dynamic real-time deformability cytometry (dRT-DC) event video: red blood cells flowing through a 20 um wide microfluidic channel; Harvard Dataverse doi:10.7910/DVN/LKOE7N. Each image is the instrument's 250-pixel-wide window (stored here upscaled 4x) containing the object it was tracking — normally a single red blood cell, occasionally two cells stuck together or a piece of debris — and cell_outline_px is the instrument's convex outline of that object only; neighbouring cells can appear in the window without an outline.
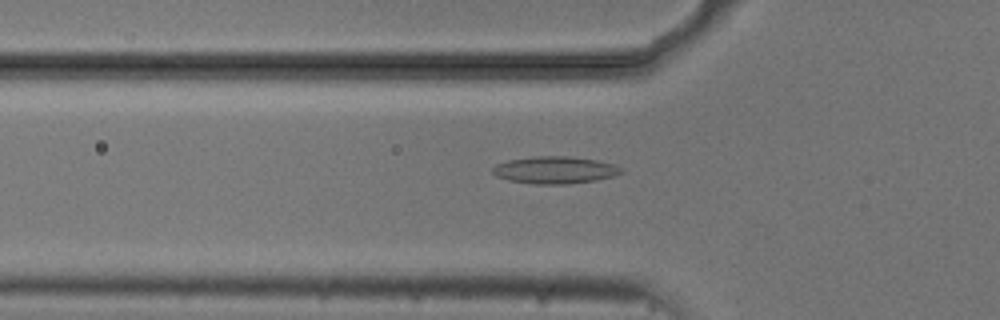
{"species": "common noctule bat (a hibernating species)", "species_latin": "Nyctalus noctula", "temperature_condition": "cold", "stored_images_in_passage": 46, "camera_frame_rate_fps": 3000, "um_per_image_px": 0.085, "animal": {"sex": "male", "body_mass_g": 20.5, "forearm_length_mm": 52.5}, "frame": {"image": 1, "passage_image": 10, "time_ms": 3.0, "image_size_px": [1000, 320], "cell_outline_px": [[624, 172], [612, 176], [596, 180], [564, 184], [536, 184], [508, 180], [496, 176], [492, 172], [492, 168], [496, 164], [508, 160], [536, 156], [568, 156], [596, 160], [612, 164], [624, 168]], "centroid_in_image_um": [47.16, 14.45], "position_along_channel_um": 78.6, "area_um2": 20.29}}
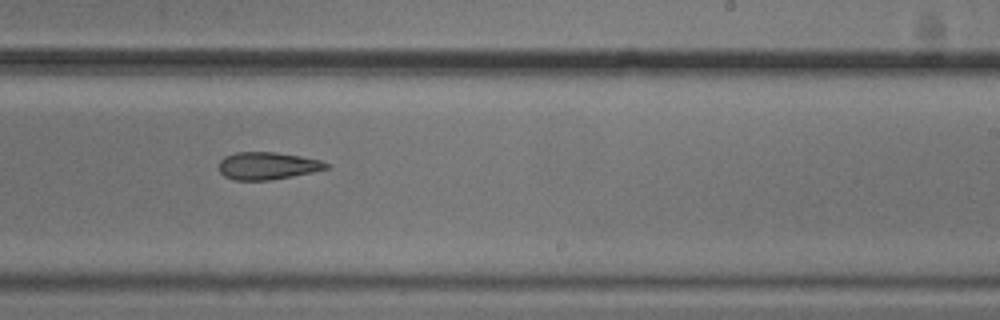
{"frame": {"image": 2, "passage_image": 25, "time_ms": 8.0, "image_size_px": [1000, 320], "cell_outline_px": [[328, 168], [312, 172], [292, 176], [268, 180], [232, 180], [224, 176], [220, 172], [220, 160], [224, 156], [236, 152], [276, 152], [300, 156], [320, 160], [328, 164]], "centroid_in_image_um": [22.7, 14.09], "position_along_channel_um": 266.3, "area_um2": 17.05}}
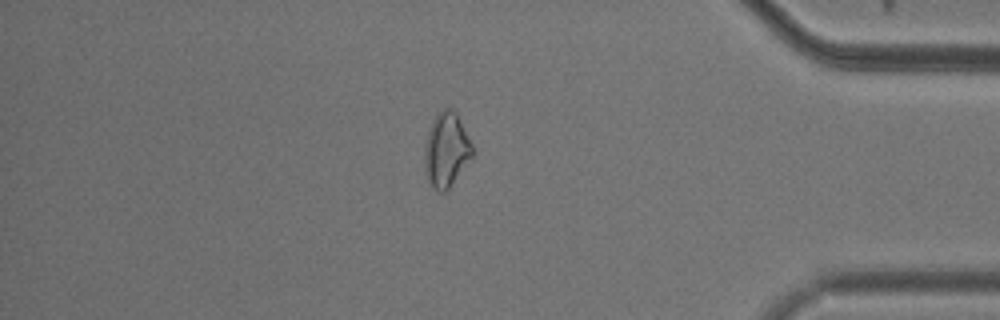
{"frame": {"image": 3, "passage_image": 38, "time_ms": 12.333, "image_size_px": [1000, 320], "cell_outline_px": [[476, 152], [448, 188], [444, 192], [440, 192], [432, 188], [428, 180], [424, 160], [424, 144], [428, 128], [436, 112], [440, 108], [452, 108], [456, 112]], "centroid_in_image_um": [37.92, 12.68], "position_along_channel_um": 397.3, "area_um2": 20.98}}